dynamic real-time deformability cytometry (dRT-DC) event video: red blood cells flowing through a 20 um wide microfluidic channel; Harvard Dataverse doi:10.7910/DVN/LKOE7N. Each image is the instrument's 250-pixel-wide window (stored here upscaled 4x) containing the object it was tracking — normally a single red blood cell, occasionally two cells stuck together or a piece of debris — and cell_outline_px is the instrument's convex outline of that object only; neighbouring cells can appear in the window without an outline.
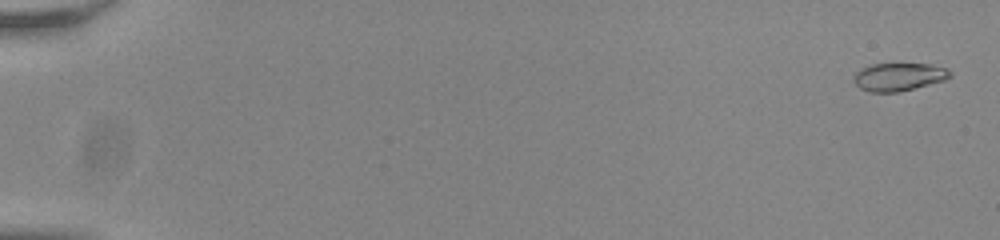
{"species": "common noctule bat (a hibernating species)", "species_latin": "Nyctalus noctula", "temperature_condition": "room temperature", "stored_images_in_passage": 56, "camera_frame_rate_fps": 3000, "um_per_image_px": 0.085, "animal": {"sex": "male", "body_mass_g": 20.0, "forearm_length_mm": 53.3}, "frame": {"image": 1, "passage_image": 2, "time_ms": 0.333, "image_size_px": [1000, 240], "cell_outline_px": [[952, 76], [944, 80], [900, 92], [872, 92], [860, 88], [852, 80], [852, 76], [856, 72], [872, 64], [932, 64], [944, 68], [952, 72]], "centroid_in_image_um": [76.39, 6.53], "position_along_channel_um": 8.6, "area_um2": 15.61}}
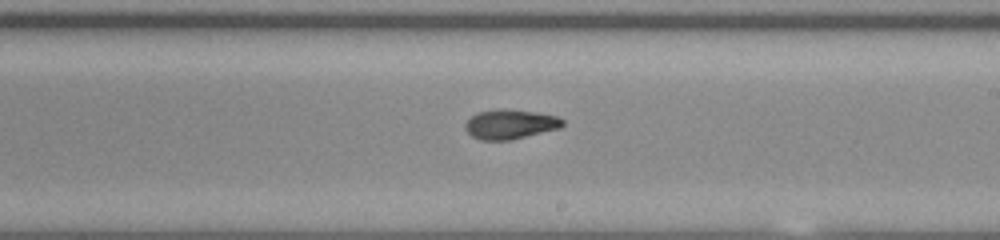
{"frame": {"image": 2, "passage_image": 35, "time_ms": 11.333, "image_size_px": [1000, 240], "cell_outline_px": [[564, 124], [560, 128], [512, 140], [480, 140], [472, 136], [464, 128], [464, 124], [472, 116], [480, 112], [496, 108], [532, 112], [556, 116], [564, 120]], "centroid_in_image_um": [43.35, 10.57], "position_along_channel_um": 245.6, "area_um2": 16.65}}
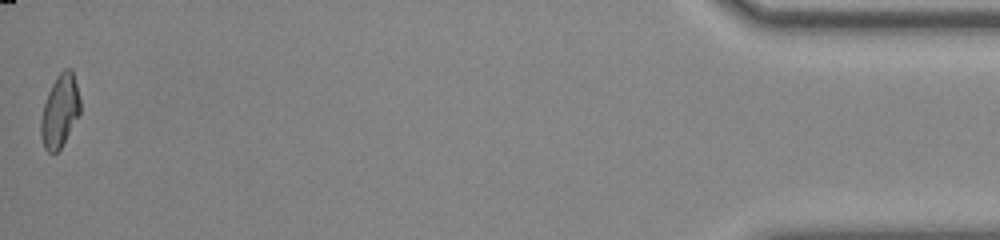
{"frame": {"image": 3, "passage_image": 56, "time_ms": 18.333, "image_size_px": [1000, 240], "cell_outline_px": [[80, 112], [60, 148], [56, 152], [48, 152], [44, 148], [40, 136], [40, 120], [44, 104], [48, 92], [56, 76], [64, 68], [72, 68], [80, 100]], "centroid_in_image_um": [5.07, 9.41], "position_along_channel_um": 430.1, "area_um2": 16.47}, "authors_computed_cell_mechanics": {"area_um2": 16.6175, "velocity_mm_per_s": 3.8279, "shape_relaxation_time_tau1_ms": 8.2658, "shape_relaxation_time_tau2_ms": 2.2056, "deformation_change_tau1": 0.2269, "deformation_change_tau2": 0.0848}}